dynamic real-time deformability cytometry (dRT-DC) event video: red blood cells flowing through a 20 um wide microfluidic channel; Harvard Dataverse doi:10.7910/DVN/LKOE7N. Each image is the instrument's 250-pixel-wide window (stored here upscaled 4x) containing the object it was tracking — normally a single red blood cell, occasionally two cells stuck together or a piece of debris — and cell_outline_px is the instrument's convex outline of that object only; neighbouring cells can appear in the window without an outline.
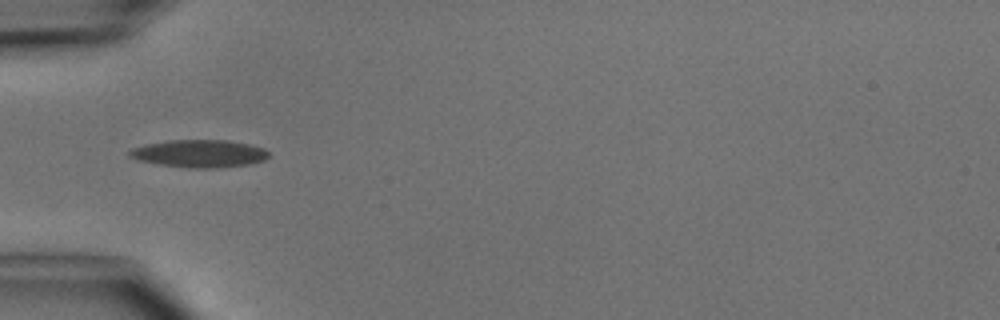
{"species": "common noctule bat (a hibernating species)", "species_latin": "Nyctalus noctula", "temperature_condition": "cold", "stored_images_in_passage": 6, "camera_frame_rate_fps": 3000, "um_per_image_px": 0.085, "animal": {"sex": "male", "body_mass_g": 15.6}, "frame": {"image": 1, "passage_image": 5, "time_ms": 4.667, "image_size_px": [1000, 320], "cell_outline_px": [[268, 156], [264, 160], [252, 164], [216, 168], [188, 168], [160, 164], [140, 160], [128, 156], [128, 152], [132, 148], [148, 144], [168, 140], [228, 140], [248, 144], [264, 148], [268, 152]], "centroid_in_image_um": [16.97, 13.05], "position_along_channel_um": 68.0, "area_um2": 22.31}}